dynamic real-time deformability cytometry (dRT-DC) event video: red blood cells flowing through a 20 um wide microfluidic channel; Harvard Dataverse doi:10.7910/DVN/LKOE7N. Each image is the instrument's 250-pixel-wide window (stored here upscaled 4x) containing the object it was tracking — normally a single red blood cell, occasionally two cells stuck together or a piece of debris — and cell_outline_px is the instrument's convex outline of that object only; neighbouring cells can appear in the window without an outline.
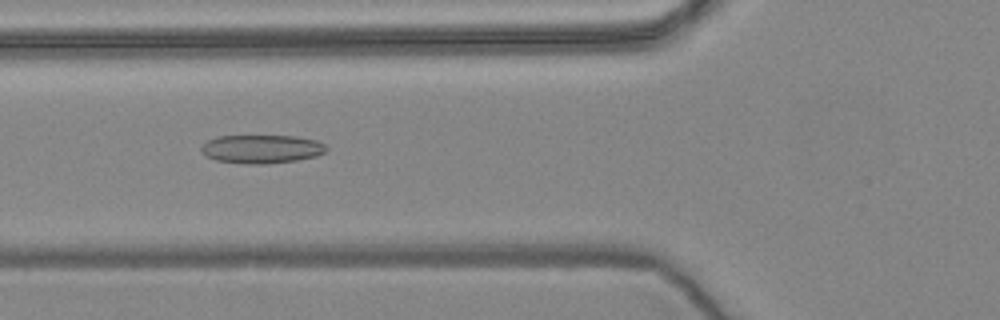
{"species": "common noctule bat (a hibernating species)", "species_latin": "Nyctalus noctula", "temperature_condition": "warm", "stored_images_in_passage": 48, "camera_frame_rate_fps": 3000, "um_per_image_px": 0.085, "animal": {"sex": "female", "body_mass_g": 24.6, "forearm_length_mm": 56.2}, "frame": {"image": 1, "passage_image": 12, "time_ms": 3.667, "image_size_px": [1000, 320], "cell_outline_px": [[328, 148], [324, 152], [316, 156], [296, 160], [264, 164], [248, 164], [216, 160], [200, 152], [200, 148], [208, 140], [216, 136], [296, 136], [316, 140], [324, 144]], "centroid_in_image_um": [22.23, 12.66], "position_along_channel_um": 103.6, "area_um2": 20.69}}
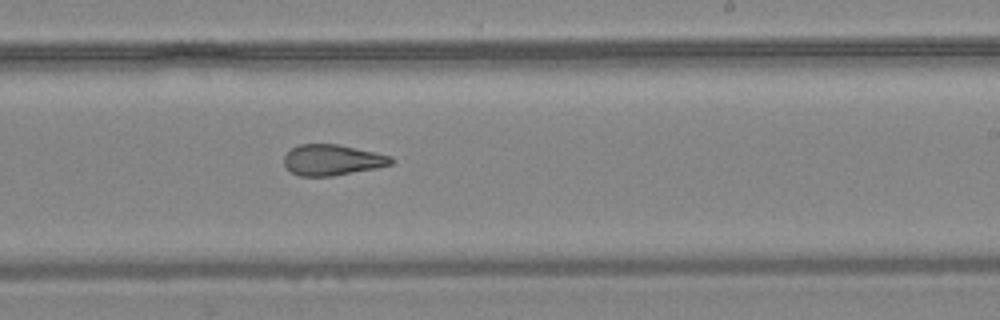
{"frame": {"image": 2, "passage_image": 25, "time_ms": 8.0, "image_size_px": [1000, 320], "cell_outline_px": [[396, 160], [392, 164], [376, 168], [332, 176], [300, 176], [292, 172], [284, 164], [284, 156], [292, 148], [300, 144], [336, 144], [392, 156]], "centroid_in_image_um": [28.26, 13.6], "position_along_channel_um": 260.7, "area_um2": 19.07}}
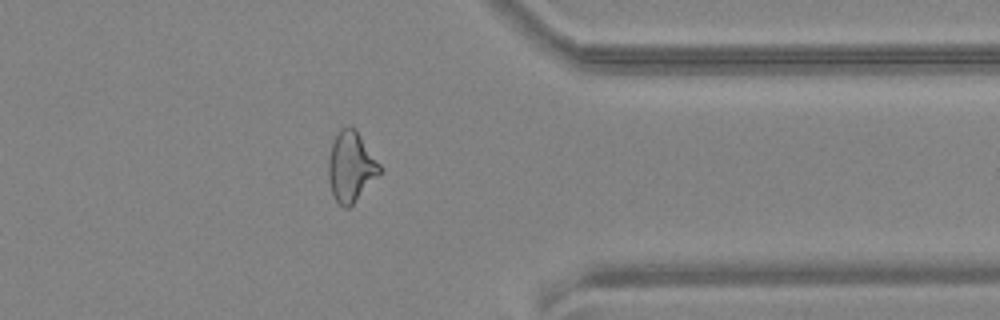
{"frame": {"image": 3, "passage_image": 36, "time_ms": 11.667, "image_size_px": [1000, 320], "cell_outline_px": [[384, 172], [348, 208], [344, 208], [336, 200], [332, 192], [328, 180], [328, 160], [332, 144], [340, 128], [348, 124], [356, 128], [380, 164]], "centroid_in_image_um": [29.86, 14.15], "position_along_channel_um": 381.5, "area_um2": 21.27}, "authors_computed_cell_mechanics": {"area_um2": 20.808, "velocity_mm_per_s": 3.6251, "shape_relaxation_time_tau1_ms": null, "shape_relaxation_time_tau2_ms": 2.5986, "deformation_change_tau1": null, "deformation_change_tau2": 0.1189}}